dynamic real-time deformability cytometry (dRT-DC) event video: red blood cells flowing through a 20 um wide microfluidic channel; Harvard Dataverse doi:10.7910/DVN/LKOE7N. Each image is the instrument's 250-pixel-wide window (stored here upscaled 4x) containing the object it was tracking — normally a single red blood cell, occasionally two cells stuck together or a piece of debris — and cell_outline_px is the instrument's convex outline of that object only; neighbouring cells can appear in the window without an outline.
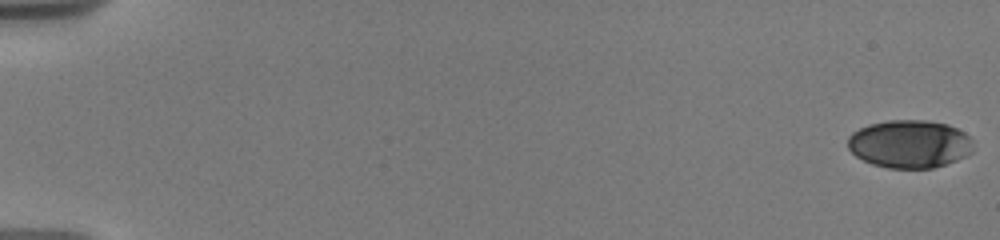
{"species": "human", "species_latin": "Homo sapiens", "temperature_condition": "warm", "stored_images_in_passage": 9, "camera_frame_rate_fps": 3000, "um_per_image_px": 0.085, "donor": {"sex": "male"}, "frame": {"image": 1, "passage_image": 1, "time_ms": 0.0, "image_size_px": [1000, 240], "cell_outline_px": [[972, 152], [956, 160], [932, 168], [888, 168], [872, 164], [856, 156], [848, 148], [848, 136], [852, 132], [868, 124], [888, 120], [928, 120], [948, 124], [964, 132], [972, 140]], "centroid_in_image_um": [77.3, 12.22], "position_along_channel_um": 7.7, "area_um2": 35.08}}
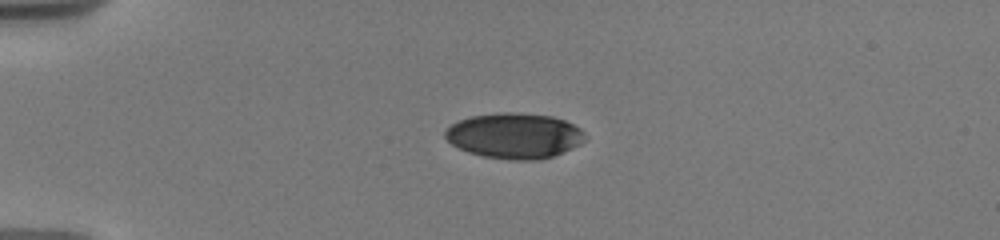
{"frame": {"image": 2, "passage_image": 6, "time_ms": 4.667, "image_size_px": [1000, 240], "cell_outline_px": [[588, 136], [580, 144], [564, 152], [540, 160], [512, 160], [484, 156], [468, 152], [452, 144], [444, 136], [444, 132], [452, 124], [460, 120], [472, 116], [496, 112], [516, 112], [552, 116], [564, 120], [580, 128]], "centroid_in_image_um": [43.75, 11.53], "position_along_channel_um": 41.2, "area_um2": 37.11}}
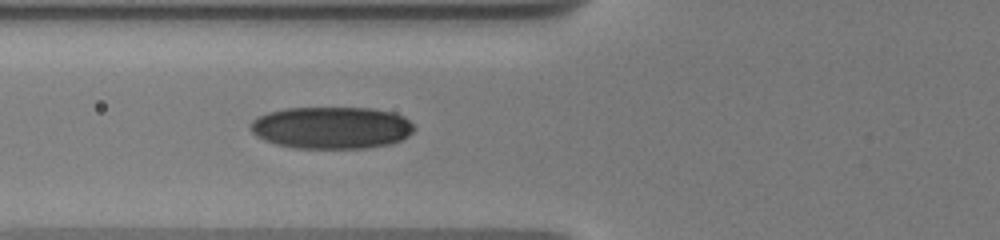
{"frame": {"image": 3, "passage_image": 9, "time_ms": 7.333, "image_size_px": [1000, 240], "cell_outline_px": [[416, 128], [408, 136], [392, 144], [364, 148], [296, 148], [276, 144], [264, 140], [256, 136], [248, 128], [248, 124], [256, 116], [268, 112], [284, 108], [372, 108], [392, 112], [404, 116]], "centroid_in_image_um": [28.15, 10.85], "position_along_channel_um": 97.7, "area_um2": 40.52}}